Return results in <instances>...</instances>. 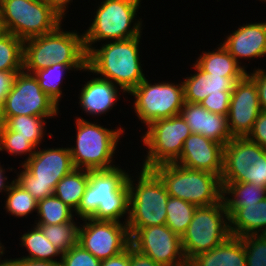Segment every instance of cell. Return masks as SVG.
Segmentation results:
<instances>
[{"instance_id": "obj_1", "label": "cell", "mask_w": 266, "mask_h": 266, "mask_svg": "<svg viewBox=\"0 0 266 266\" xmlns=\"http://www.w3.org/2000/svg\"><path fill=\"white\" fill-rule=\"evenodd\" d=\"M120 167L108 170H89V183L78 209L80 220L117 221L127 223L129 217V171ZM126 217V218H125ZM124 219V221H123Z\"/></svg>"}, {"instance_id": "obj_2", "label": "cell", "mask_w": 266, "mask_h": 266, "mask_svg": "<svg viewBox=\"0 0 266 266\" xmlns=\"http://www.w3.org/2000/svg\"><path fill=\"white\" fill-rule=\"evenodd\" d=\"M141 37L101 43L87 54V67L98 77L121 87L127 94L146 77L140 58Z\"/></svg>"}, {"instance_id": "obj_3", "label": "cell", "mask_w": 266, "mask_h": 266, "mask_svg": "<svg viewBox=\"0 0 266 266\" xmlns=\"http://www.w3.org/2000/svg\"><path fill=\"white\" fill-rule=\"evenodd\" d=\"M142 0H102L93 9L94 16L83 38L87 54L101 42L135 38L145 27L139 17ZM100 3V4H99ZM138 18V19H137ZM144 25V26H143ZM97 44V45H95Z\"/></svg>"}, {"instance_id": "obj_4", "label": "cell", "mask_w": 266, "mask_h": 266, "mask_svg": "<svg viewBox=\"0 0 266 266\" xmlns=\"http://www.w3.org/2000/svg\"><path fill=\"white\" fill-rule=\"evenodd\" d=\"M119 126L110 129L77 115L74 145L68 146L75 169L108 170L118 166L114 156L121 137H125V128Z\"/></svg>"}, {"instance_id": "obj_5", "label": "cell", "mask_w": 266, "mask_h": 266, "mask_svg": "<svg viewBox=\"0 0 266 266\" xmlns=\"http://www.w3.org/2000/svg\"><path fill=\"white\" fill-rule=\"evenodd\" d=\"M64 25L60 24L53 32L24 41L25 72L33 74L55 63L87 64L83 32L64 30Z\"/></svg>"}, {"instance_id": "obj_6", "label": "cell", "mask_w": 266, "mask_h": 266, "mask_svg": "<svg viewBox=\"0 0 266 266\" xmlns=\"http://www.w3.org/2000/svg\"><path fill=\"white\" fill-rule=\"evenodd\" d=\"M138 170L135 176L129 172L127 178L129 217L126 224L130 238L140 228L164 225L167 216L169 194L163 182L151 169L138 167Z\"/></svg>"}, {"instance_id": "obj_7", "label": "cell", "mask_w": 266, "mask_h": 266, "mask_svg": "<svg viewBox=\"0 0 266 266\" xmlns=\"http://www.w3.org/2000/svg\"><path fill=\"white\" fill-rule=\"evenodd\" d=\"M41 147L22 165L13 179L37 201L54 194L56 184L75 167L69 147ZM18 171V172H17Z\"/></svg>"}, {"instance_id": "obj_8", "label": "cell", "mask_w": 266, "mask_h": 266, "mask_svg": "<svg viewBox=\"0 0 266 266\" xmlns=\"http://www.w3.org/2000/svg\"><path fill=\"white\" fill-rule=\"evenodd\" d=\"M163 182L169 196L182 199L197 207L223 200L221 177L210 172L167 163L151 169Z\"/></svg>"}, {"instance_id": "obj_9", "label": "cell", "mask_w": 266, "mask_h": 266, "mask_svg": "<svg viewBox=\"0 0 266 266\" xmlns=\"http://www.w3.org/2000/svg\"><path fill=\"white\" fill-rule=\"evenodd\" d=\"M4 32L27 39L53 32L64 21L44 0H0Z\"/></svg>"}, {"instance_id": "obj_10", "label": "cell", "mask_w": 266, "mask_h": 266, "mask_svg": "<svg viewBox=\"0 0 266 266\" xmlns=\"http://www.w3.org/2000/svg\"><path fill=\"white\" fill-rule=\"evenodd\" d=\"M140 136L146 154L135 166L152 169L155 166L174 163L183 150L184 141L191 134L190 127L181 114L159 119L143 128Z\"/></svg>"}, {"instance_id": "obj_11", "label": "cell", "mask_w": 266, "mask_h": 266, "mask_svg": "<svg viewBox=\"0 0 266 266\" xmlns=\"http://www.w3.org/2000/svg\"><path fill=\"white\" fill-rule=\"evenodd\" d=\"M231 236L229 214L224 200L197 207L181 237L183 253L189 262L196 255L208 252Z\"/></svg>"}, {"instance_id": "obj_12", "label": "cell", "mask_w": 266, "mask_h": 266, "mask_svg": "<svg viewBox=\"0 0 266 266\" xmlns=\"http://www.w3.org/2000/svg\"><path fill=\"white\" fill-rule=\"evenodd\" d=\"M127 95L134 98V114L142 125L179 115L185 103L183 83L162 80L156 83L146 77Z\"/></svg>"}, {"instance_id": "obj_13", "label": "cell", "mask_w": 266, "mask_h": 266, "mask_svg": "<svg viewBox=\"0 0 266 266\" xmlns=\"http://www.w3.org/2000/svg\"><path fill=\"white\" fill-rule=\"evenodd\" d=\"M221 182L266 187V149L247 137H233L224 146Z\"/></svg>"}, {"instance_id": "obj_14", "label": "cell", "mask_w": 266, "mask_h": 266, "mask_svg": "<svg viewBox=\"0 0 266 266\" xmlns=\"http://www.w3.org/2000/svg\"><path fill=\"white\" fill-rule=\"evenodd\" d=\"M59 114H62L59 105L40 88L34 74L22 70L3 102L0 118L18 115L56 118Z\"/></svg>"}, {"instance_id": "obj_15", "label": "cell", "mask_w": 266, "mask_h": 266, "mask_svg": "<svg viewBox=\"0 0 266 266\" xmlns=\"http://www.w3.org/2000/svg\"><path fill=\"white\" fill-rule=\"evenodd\" d=\"M78 244L100 261L119 255L131 245L126 223L93 218L82 220Z\"/></svg>"}, {"instance_id": "obj_16", "label": "cell", "mask_w": 266, "mask_h": 266, "mask_svg": "<svg viewBox=\"0 0 266 266\" xmlns=\"http://www.w3.org/2000/svg\"><path fill=\"white\" fill-rule=\"evenodd\" d=\"M133 248L164 266H188L181 237L166 224L140 228L131 238Z\"/></svg>"}, {"instance_id": "obj_17", "label": "cell", "mask_w": 266, "mask_h": 266, "mask_svg": "<svg viewBox=\"0 0 266 266\" xmlns=\"http://www.w3.org/2000/svg\"><path fill=\"white\" fill-rule=\"evenodd\" d=\"M261 112L256 83L246 74L231 93L227 123L232 137H247Z\"/></svg>"}, {"instance_id": "obj_18", "label": "cell", "mask_w": 266, "mask_h": 266, "mask_svg": "<svg viewBox=\"0 0 266 266\" xmlns=\"http://www.w3.org/2000/svg\"><path fill=\"white\" fill-rule=\"evenodd\" d=\"M223 158L224 145L200 134L191 133L184 141L180 157L174 163L221 177Z\"/></svg>"}, {"instance_id": "obj_19", "label": "cell", "mask_w": 266, "mask_h": 266, "mask_svg": "<svg viewBox=\"0 0 266 266\" xmlns=\"http://www.w3.org/2000/svg\"><path fill=\"white\" fill-rule=\"evenodd\" d=\"M226 35L221 44L246 71L248 66L242 60L249 63V59L266 56V21L243 23Z\"/></svg>"}, {"instance_id": "obj_20", "label": "cell", "mask_w": 266, "mask_h": 266, "mask_svg": "<svg viewBox=\"0 0 266 266\" xmlns=\"http://www.w3.org/2000/svg\"><path fill=\"white\" fill-rule=\"evenodd\" d=\"M86 71L88 75L91 73L90 75L93 74V76H91L90 80L84 81V85H81L82 88H80L79 94L77 95L79 99L78 107L86 115H91L93 118L95 116L101 117L102 114L106 115L109 111L113 110L118 100H121V92L122 95H126L127 93L115 83L98 77L88 67Z\"/></svg>"}, {"instance_id": "obj_21", "label": "cell", "mask_w": 266, "mask_h": 266, "mask_svg": "<svg viewBox=\"0 0 266 266\" xmlns=\"http://www.w3.org/2000/svg\"><path fill=\"white\" fill-rule=\"evenodd\" d=\"M180 114L193 134H200L224 146L233 138L229 132L227 116L212 113L199 103L185 101Z\"/></svg>"}, {"instance_id": "obj_22", "label": "cell", "mask_w": 266, "mask_h": 266, "mask_svg": "<svg viewBox=\"0 0 266 266\" xmlns=\"http://www.w3.org/2000/svg\"><path fill=\"white\" fill-rule=\"evenodd\" d=\"M193 74L184 76V99L189 103H199L209 94H221V91H232L237 81L243 77H223L204 73L194 63Z\"/></svg>"}, {"instance_id": "obj_23", "label": "cell", "mask_w": 266, "mask_h": 266, "mask_svg": "<svg viewBox=\"0 0 266 266\" xmlns=\"http://www.w3.org/2000/svg\"><path fill=\"white\" fill-rule=\"evenodd\" d=\"M231 236L266 234V198L241 208H226Z\"/></svg>"}, {"instance_id": "obj_24", "label": "cell", "mask_w": 266, "mask_h": 266, "mask_svg": "<svg viewBox=\"0 0 266 266\" xmlns=\"http://www.w3.org/2000/svg\"><path fill=\"white\" fill-rule=\"evenodd\" d=\"M188 266H247L243 241L230 236L210 251L196 255Z\"/></svg>"}, {"instance_id": "obj_25", "label": "cell", "mask_w": 266, "mask_h": 266, "mask_svg": "<svg viewBox=\"0 0 266 266\" xmlns=\"http://www.w3.org/2000/svg\"><path fill=\"white\" fill-rule=\"evenodd\" d=\"M212 51H202L193 63L204 73L223 77H244L247 71L219 43Z\"/></svg>"}, {"instance_id": "obj_26", "label": "cell", "mask_w": 266, "mask_h": 266, "mask_svg": "<svg viewBox=\"0 0 266 266\" xmlns=\"http://www.w3.org/2000/svg\"><path fill=\"white\" fill-rule=\"evenodd\" d=\"M87 64H52L45 69L35 71L33 74L39 82L40 88L59 106L62 98L66 95L63 92L65 76L68 72H86ZM63 85V86H62Z\"/></svg>"}, {"instance_id": "obj_27", "label": "cell", "mask_w": 266, "mask_h": 266, "mask_svg": "<svg viewBox=\"0 0 266 266\" xmlns=\"http://www.w3.org/2000/svg\"><path fill=\"white\" fill-rule=\"evenodd\" d=\"M20 236L19 245L26 248L24 259L61 262L62 253L44 236L42 230L35 224ZM59 257V258H58Z\"/></svg>"}, {"instance_id": "obj_28", "label": "cell", "mask_w": 266, "mask_h": 266, "mask_svg": "<svg viewBox=\"0 0 266 266\" xmlns=\"http://www.w3.org/2000/svg\"><path fill=\"white\" fill-rule=\"evenodd\" d=\"M54 117H39V116H11L10 118H0V123H2L8 130L17 132V136L22 138H30V141L38 148L40 144L45 141L46 135L50 137L53 136L52 133H46L47 122L49 119ZM48 119V121L46 120Z\"/></svg>"}, {"instance_id": "obj_29", "label": "cell", "mask_w": 266, "mask_h": 266, "mask_svg": "<svg viewBox=\"0 0 266 266\" xmlns=\"http://www.w3.org/2000/svg\"><path fill=\"white\" fill-rule=\"evenodd\" d=\"M88 183L89 170L74 169L56 184L54 195L75 212L79 207Z\"/></svg>"}, {"instance_id": "obj_30", "label": "cell", "mask_w": 266, "mask_h": 266, "mask_svg": "<svg viewBox=\"0 0 266 266\" xmlns=\"http://www.w3.org/2000/svg\"><path fill=\"white\" fill-rule=\"evenodd\" d=\"M226 208H241L266 198V187L248 182H221Z\"/></svg>"}, {"instance_id": "obj_31", "label": "cell", "mask_w": 266, "mask_h": 266, "mask_svg": "<svg viewBox=\"0 0 266 266\" xmlns=\"http://www.w3.org/2000/svg\"><path fill=\"white\" fill-rule=\"evenodd\" d=\"M36 213L34 224H62L75 218L74 211L54 194L38 201Z\"/></svg>"}, {"instance_id": "obj_32", "label": "cell", "mask_w": 266, "mask_h": 266, "mask_svg": "<svg viewBox=\"0 0 266 266\" xmlns=\"http://www.w3.org/2000/svg\"><path fill=\"white\" fill-rule=\"evenodd\" d=\"M80 224L79 218L75 217L68 223L35 225L42 230L44 236H46L47 239L63 254L78 244Z\"/></svg>"}, {"instance_id": "obj_33", "label": "cell", "mask_w": 266, "mask_h": 266, "mask_svg": "<svg viewBox=\"0 0 266 266\" xmlns=\"http://www.w3.org/2000/svg\"><path fill=\"white\" fill-rule=\"evenodd\" d=\"M7 196H6V195ZM6 213L17 218H27L29 214L37 212L38 201L14 180L4 193Z\"/></svg>"}, {"instance_id": "obj_34", "label": "cell", "mask_w": 266, "mask_h": 266, "mask_svg": "<svg viewBox=\"0 0 266 266\" xmlns=\"http://www.w3.org/2000/svg\"><path fill=\"white\" fill-rule=\"evenodd\" d=\"M197 206L182 199L169 196L166 205V225L182 237L188 228Z\"/></svg>"}, {"instance_id": "obj_35", "label": "cell", "mask_w": 266, "mask_h": 266, "mask_svg": "<svg viewBox=\"0 0 266 266\" xmlns=\"http://www.w3.org/2000/svg\"><path fill=\"white\" fill-rule=\"evenodd\" d=\"M24 41L4 32L0 35V71L23 70Z\"/></svg>"}, {"instance_id": "obj_36", "label": "cell", "mask_w": 266, "mask_h": 266, "mask_svg": "<svg viewBox=\"0 0 266 266\" xmlns=\"http://www.w3.org/2000/svg\"><path fill=\"white\" fill-rule=\"evenodd\" d=\"M37 147L30 141V138H22L17 136V132L8 130L0 123V151H6L9 156H23L20 165L26 162L36 151Z\"/></svg>"}, {"instance_id": "obj_37", "label": "cell", "mask_w": 266, "mask_h": 266, "mask_svg": "<svg viewBox=\"0 0 266 266\" xmlns=\"http://www.w3.org/2000/svg\"><path fill=\"white\" fill-rule=\"evenodd\" d=\"M247 266H266V234L241 237Z\"/></svg>"}, {"instance_id": "obj_38", "label": "cell", "mask_w": 266, "mask_h": 266, "mask_svg": "<svg viewBox=\"0 0 266 266\" xmlns=\"http://www.w3.org/2000/svg\"><path fill=\"white\" fill-rule=\"evenodd\" d=\"M101 262L80 244L62 254L61 266H101Z\"/></svg>"}, {"instance_id": "obj_39", "label": "cell", "mask_w": 266, "mask_h": 266, "mask_svg": "<svg viewBox=\"0 0 266 266\" xmlns=\"http://www.w3.org/2000/svg\"><path fill=\"white\" fill-rule=\"evenodd\" d=\"M231 93L232 91H221V94H209L199 104L212 113L227 116Z\"/></svg>"}, {"instance_id": "obj_40", "label": "cell", "mask_w": 266, "mask_h": 266, "mask_svg": "<svg viewBox=\"0 0 266 266\" xmlns=\"http://www.w3.org/2000/svg\"><path fill=\"white\" fill-rule=\"evenodd\" d=\"M247 74L255 81L261 110L266 112V69L255 66L253 71H247Z\"/></svg>"}, {"instance_id": "obj_41", "label": "cell", "mask_w": 266, "mask_h": 266, "mask_svg": "<svg viewBox=\"0 0 266 266\" xmlns=\"http://www.w3.org/2000/svg\"><path fill=\"white\" fill-rule=\"evenodd\" d=\"M247 138L266 149V112L262 111L255 120L252 131Z\"/></svg>"}, {"instance_id": "obj_42", "label": "cell", "mask_w": 266, "mask_h": 266, "mask_svg": "<svg viewBox=\"0 0 266 266\" xmlns=\"http://www.w3.org/2000/svg\"><path fill=\"white\" fill-rule=\"evenodd\" d=\"M22 70L0 71V117L3 111V102L15 84L19 72Z\"/></svg>"}, {"instance_id": "obj_43", "label": "cell", "mask_w": 266, "mask_h": 266, "mask_svg": "<svg viewBox=\"0 0 266 266\" xmlns=\"http://www.w3.org/2000/svg\"><path fill=\"white\" fill-rule=\"evenodd\" d=\"M129 262L130 266H164L156 263L150 257L141 254L131 245L129 246Z\"/></svg>"}, {"instance_id": "obj_44", "label": "cell", "mask_w": 266, "mask_h": 266, "mask_svg": "<svg viewBox=\"0 0 266 266\" xmlns=\"http://www.w3.org/2000/svg\"><path fill=\"white\" fill-rule=\"evenodd\" d=\"M51 9L63 20L65 21V17L69 11V5L73 2V0H44Z\"/></svg>"}, {"instance_id": "obj_45", "label": "cell", "mask_w": 266, "mask_h": 266, "mask_svg": "<svg viewBox=\"0 0 266 266\" xmlns=\"http://www.w3.org/2000/svg\"><path fill=\"white\" fill-rule=\"evenodd\" d=\"M10 258L8 260L14 266H61V262L31 260V259H24L17 257L16 258L10 257Z\"/></svg>"}, {"instance_id": "obj_46", "label": "cell", "mask_w": 266, "mask_h": 266, "mask_svg": "<svg viewBox=\"0 0 266 266\" xmlns=\"http://www.w3.org/2000/svg\"><path fill=\"white\" fill-rule=\"evenodd\" d=\"M101 266H130L129 247L119 255L103 260Z\"/></svg>"}, {"instance_id": "obj_47", "label": "cell", "mask_w": 266, "mask_h": 266, "mask_svg": "<svg viewBox=\"0 0 266 266\" xmlns=\"http://www.w3.org/2000/svg\"><path fill=\"white\" fill-rule=\"evenodd\" d=\"M10 170V172L12 171L13 172V170H15L14 169V167H8V168H4V164L3 165H1V162H0V193L2 194V193H6L7 192V190H8V188H9V185L12 183V181L13 180H11V182H10V178L9 177H7V175L5 174L6 173V170H7V172ZM8 179H9V181H8Z\"/></svg>"}, {"instance_id": "obj_48", "label": "cell", "mask_w": 266, "mask_h": 266, "mask_svg": "<svg viewBox=\"0 0 266 266\" xmlns=\"http://www.w3.org/2000/svg\"><path fill=\"white\" fill-rule=\"evenodd\" d=\"M5 248H6L5 245L2 244V242L0 240V263H5L8 260V257H6V256L4 258H2L6 254V251H7Z\"/></svg>"}, {"instance_id": "obj_49", "label": "cell", "mask_w": 266, "mask_h": 266, "mask_svg": "<svg viewBox=\"0 0 266 266\" xmlns=\"http://www.w3.org/2000/svg\"><path fill=\"white\" fill-rule=\"evenodd\" d=\"M2 266H14L9 260H7Z\"/></svg>"}, {"instance_id": "obj_50", "label": "cell", "mask_w": 266, "mask_h": 266, "mask_svg": "<svg viewBox=\"0 0 266 266\" xmlns=\"http://www.w3.org/2000/svg\"><path fill=\"white\" fill-rule=\"evenodd\" d=\"M2 33H4V29H3V26H2V22H1V20H0V35H1Z\"/></svg>"}, {"instance_id": "obj_51", "label": "cell", "mask_w": 266, "mask_h": 266, "mask_svg": "<svg viewBox=\"0 0 266 266\" xmlns=\"http://www.w3.org/2000/svg\"><path fill=\"white\" fill-rule=\"evenodd\" d=\"M258 1H261L262 3H265L266 4V0H258Z\"/></svg>"}]
</instances>
